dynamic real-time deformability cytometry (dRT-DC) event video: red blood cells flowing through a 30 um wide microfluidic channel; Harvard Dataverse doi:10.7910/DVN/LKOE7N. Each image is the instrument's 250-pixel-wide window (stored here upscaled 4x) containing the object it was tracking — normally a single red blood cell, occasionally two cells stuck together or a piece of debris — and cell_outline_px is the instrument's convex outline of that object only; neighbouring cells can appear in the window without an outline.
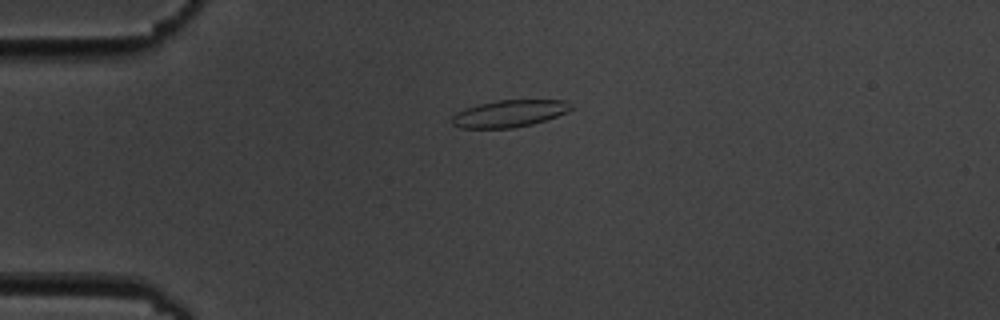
{"species": "common noctule bat (a hibernating species)", "species_latin": "Nyctalus noctula", "temperature_condition": "cold", "stored_images_in_passage": 4, "camera_frame_rate_fps": 3000, "um_per_image_px": 0.085, "animal": {"sex": "male", "body_mass_g": 19.5, "forearm_length_mm": 54.6}, "frame": {"image": 1, "passage_image": 3, "time_ms": 2.333, "image_size_px": [1000, 320], "cell_outline_px": [[576, 108], [568, 112], [532, 124], [512, 128], [460, 128], [452, 124], [452, 116], [456, 112], [464, 108], [496, 100], [564, 100]], "centroid_in_image_um": [43.29, 9.65], "position_along_channel_um": 41.7, "area_um2": 18.79}}